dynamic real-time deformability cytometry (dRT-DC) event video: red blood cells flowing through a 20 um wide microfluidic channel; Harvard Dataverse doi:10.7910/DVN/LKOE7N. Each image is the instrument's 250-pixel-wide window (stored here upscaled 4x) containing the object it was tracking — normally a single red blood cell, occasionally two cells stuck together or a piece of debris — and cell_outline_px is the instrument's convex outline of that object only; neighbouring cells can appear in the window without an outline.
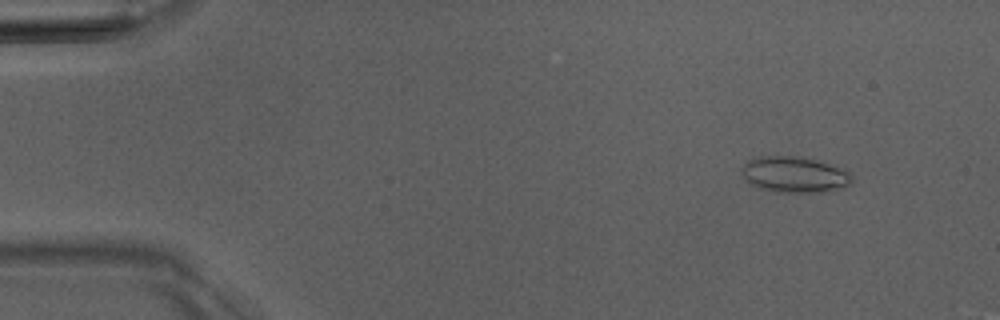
{"species": "Egyptian fruit bat (a non-hibernating species)", "species_latin": "Rousettus aegyptiacus", "temperature_condition": "room temperature", "stored_images_in_passage": 5, "camera_frame_rate_fps": 3000, "um_per_image_px": 0.085, "animal": {"sex": "male"}, "frame": {"image": 1, "passage_image": 2, "time_ms": 1.0, "image_size_px": [1000, 320], "cell_outline_px": [[852, 184], [844, 188], [824, 192], [784, 192], [764, 188], [752, 184], [740, 172], [744, 164], [748, 160], [760, 156], [792, 156], [816, 160], [844, 168], [852, 176]], "centroid_in_image_um": [67.6, 14.83], "position_along_channel_um": 17.4, "area_um2": 22.89}}